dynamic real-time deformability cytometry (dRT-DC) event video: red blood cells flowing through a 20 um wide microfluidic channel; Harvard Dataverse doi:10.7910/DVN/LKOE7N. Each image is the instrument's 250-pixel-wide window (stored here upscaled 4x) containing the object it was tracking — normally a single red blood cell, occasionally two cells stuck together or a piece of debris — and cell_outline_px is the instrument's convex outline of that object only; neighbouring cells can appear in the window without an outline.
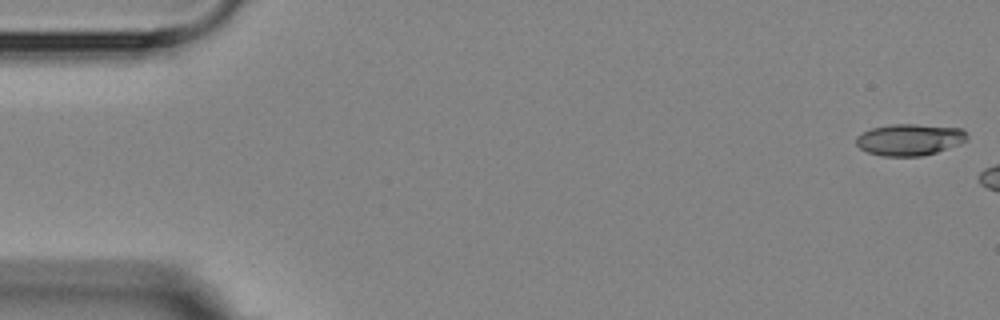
{"species": "Egyptian fruit bat (a non-hibernating species)", "species_latin": "Rousettus aegyptiacus", "temperature_condition": "room temperature", "stored_images_in_passage": 3, "camera_frame_rate_fps": 3000, "um_per_image_px": 0.085, "animal": {"sex": "female"}, "frame": {"image": 1, "passage_image": 1, "time_ms": 0.0, "image_size_px": [1000, 320], "cell_outline_px": [[968, 140], [960, 144], [936, 152], [920, 156], [880, 156], [868, 152], [860, 148], [856, 144], [856, 136], [860, 132], [872, 128], [892, 124], [916, 124], [964, 128], [968, 136]], "centroid_in_image_um": [77.32, 11.86], "position_along_channel_um": 7.7, "area_um2": 20.63}}